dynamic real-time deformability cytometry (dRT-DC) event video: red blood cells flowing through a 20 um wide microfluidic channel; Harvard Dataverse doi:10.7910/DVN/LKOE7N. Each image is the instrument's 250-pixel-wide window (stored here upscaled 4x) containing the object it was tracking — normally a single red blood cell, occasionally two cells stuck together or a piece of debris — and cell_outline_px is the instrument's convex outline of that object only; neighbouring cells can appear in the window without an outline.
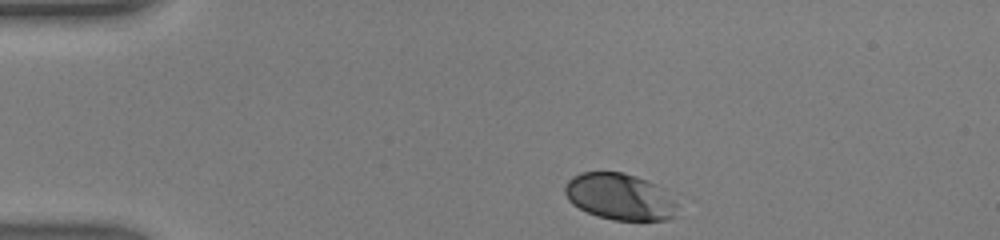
{"species": "human", "species_latin": "Homo sapiens", "temperature_condition": "warm", "stored_images_in_passage": 32, "camera_frame_rate_fps": 3000, "um_per_image_px": 0.085, "donor": {"sex": "male"}, "frame": {"image": 1, "passage_image": 1, "time_ms": 0.0, "image_size_px": [1000, 240], "cell_outline_px": [[676, 216], [668, 220], [612, 220], [596, 216], [572, 204], [568, 200], [564, 192], [564, 184], [572, 176], [580, 172], [624, 172], [648, 180], [664, 188], [676, 204]], "centroid_in_image_um": [52.67, 16.71], "position_along_channel_um": 32.3, "area_um2": 30.81}}
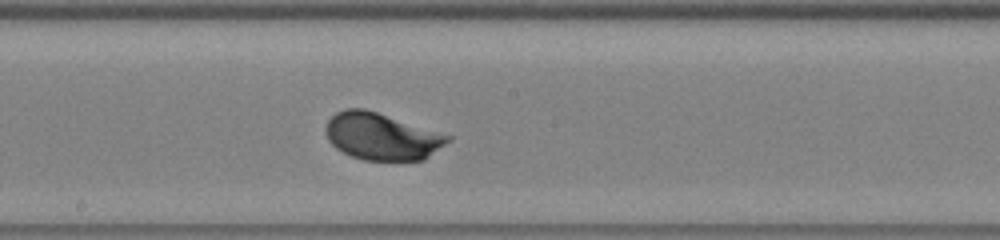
{"frame": {"image": 2, "passage_image": 18, "time_ms": 5.667, "image_size_px": [1000, 240], "cell_outline_px": [[452, 140], [424, 160], [364, 160], [352, 156], [336, 148], [328, 140], [324, 128], [328, 120], [336, 112], [344, 108], [364, 108], [452, 136]], "centroid_in_image_um": [32.44, 11.59], "position_along_channel_um": 215.8, "area_um2": 33.35}}
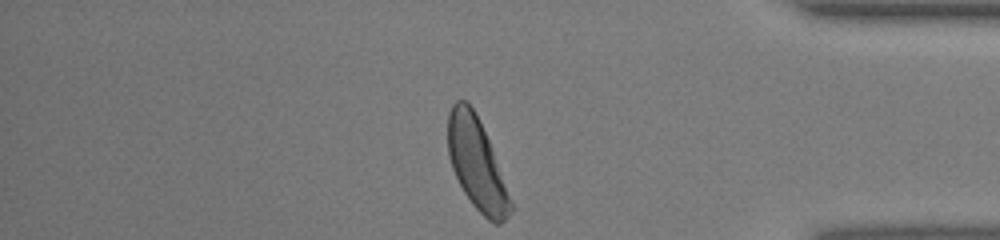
{"frame": {"image": 3, "passage_image": 32, "time_ms": 10.333, "image_size_px": [1000, 240], "cell_outline_px": [[516, 208], [500, 224], [496, 224], [488, 220], [472, 204], [464, 192], [452, 168], [448, 152], [448, 112], [452, 104], [456, 100], [464, 100], [472, 108], [488, 140]], "centroid_in_image_um": [40.54, 13.99], "position_along_channel_um": 394.7, "area_um2": 33.06}, "authors_computed_cell_mechanics": {"area_um2": 32.7148, "velocity_mm_per_s": 4.3681, "shape_relaxation_time_tau1_ms": 1.4861, "shape_relaxation_time_tau2_ms": null, "deformation_change_tau1": 0.1085, "deformation_change_tau2": null}}